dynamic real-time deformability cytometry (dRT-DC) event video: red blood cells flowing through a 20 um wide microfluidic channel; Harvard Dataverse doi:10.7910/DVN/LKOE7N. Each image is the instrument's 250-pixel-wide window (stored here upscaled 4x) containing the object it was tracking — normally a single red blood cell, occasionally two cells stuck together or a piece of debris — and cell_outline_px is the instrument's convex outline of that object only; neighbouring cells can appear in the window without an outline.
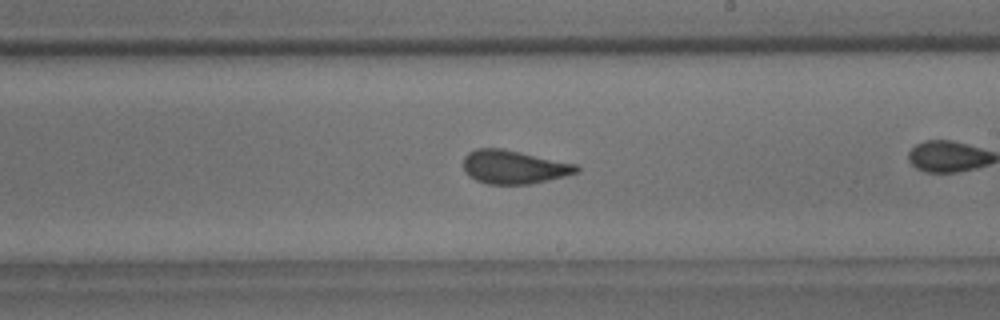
{"species": "common noctule bat (a hibernating species)", "species_latin": "Nyctalus noctula", "temperature_condition": "room temperature", "stored_images_in_passage": 40, "camera_frame_rate_fps": 3000, "um_per_image_px": 0.085, "animal": {"sex": "male", "body_mass_g": 18.8}, "frame": {"image": 1, "passage_image": 29, "time_ms": 9.333, "image_size_px": [1000, 320], "cell_outline_px": [[580, 172], [532, 184], [488, 184], [476, 180], [468, 176], [464, 172], [464, 156], [468, 152], [476, 148], [504, 148], [576, 164], [580, 168]], "centroid_in_image_um": [43.67, 14.19], "position_along_channel_um": 245.3, "area_um2": 22.31}}